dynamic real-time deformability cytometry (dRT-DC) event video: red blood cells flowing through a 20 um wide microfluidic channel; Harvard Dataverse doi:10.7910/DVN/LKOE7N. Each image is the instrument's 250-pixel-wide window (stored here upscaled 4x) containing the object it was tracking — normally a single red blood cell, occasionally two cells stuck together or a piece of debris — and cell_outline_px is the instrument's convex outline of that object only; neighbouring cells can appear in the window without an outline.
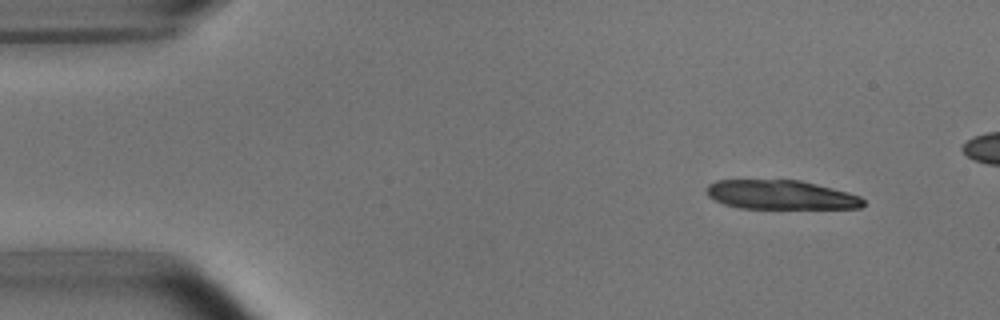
{"species": "common noctule bat (a hibernating species)", "species_latin": "Nyctalus noctula", "temperature_condition": "room temperature", "stored_images_in_passage": 5, "camera_frame_rate_fps": 3000, "um_per_image_px": 0.085, "animal": {"sex": "male", "body_mass_g": 15.6}, "frame": {"image": 1, "passage_image": 1, "time_ms": 0.0, "image_size_px": [1000, 320], "cell_outline_px": [[864, 204], [860, 208], [740, 208], [724, 204], [708, 196], [708, 184], [716, 180], [800, 180], [848, 192], [860, 196], [864, 200]], "centroid_in_image_um": [66.38, 16.56], "position_along_channel_um": 18.6, "area_um2": 26.41}}